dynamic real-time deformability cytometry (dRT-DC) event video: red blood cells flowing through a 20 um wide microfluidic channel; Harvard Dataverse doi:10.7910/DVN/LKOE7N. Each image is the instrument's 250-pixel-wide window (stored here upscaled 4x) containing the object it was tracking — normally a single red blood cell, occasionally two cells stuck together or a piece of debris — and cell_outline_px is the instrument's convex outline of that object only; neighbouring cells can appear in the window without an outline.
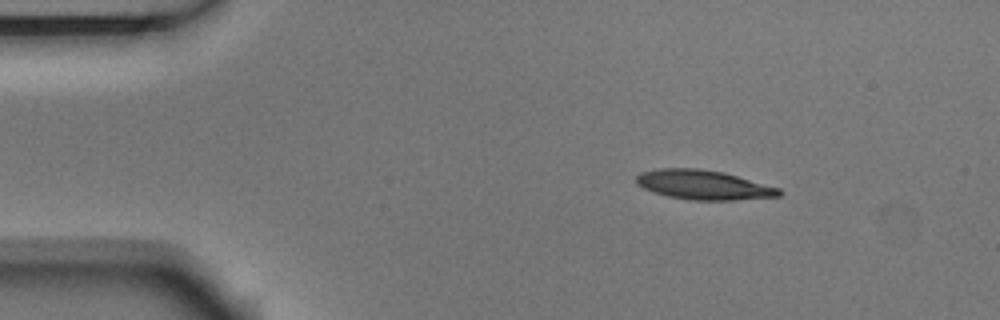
{"species": "Egyptian fruit bat (a non-hibernating species)", "species_latin": "Rousettus aegyptiacus", "temperature_condition": "room temperature", "stored_images_in_passage": 47, "camera_frame_rate_fps": 3000, "um_per_image_px": 0.085, "animal": {"sex": "male"}, "frame": {"image": 1, "passage_image": 1, "time_ms": 0.0, "image_size_px": [1000, 320], "cell_outline_px": [[784, 192], [780, 196], [736, 200], [692, 200], [668, 196], [652, 192], [636, 184], [636, 176], [640, 172], [660, 168], [700, 168], [720, 172], [736, 176], [780, 188]], "centroid_in_image_um": [59.78, 15.72], "position_along_channel_um": 25.2, "area_um2": 24.45}}
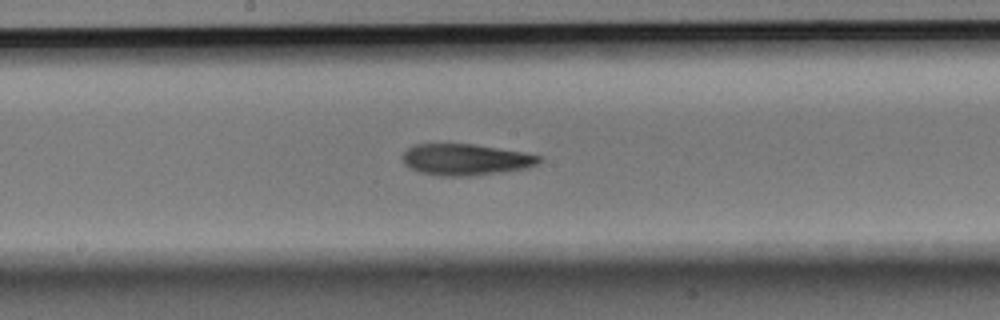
{"frame": {"image": 2, "passage_image": 21, "time_ms": 6.667, "image_size_px": [1000, 320], "cell_outline_px": [[540, 160], [536, 164], [528, 168], [472, 176], [436, 176], [420, 172], [404, 164], [404, 152], [408, 148], [416, 144], [476, 144], [520, 152], [540, 156]], "centroid_in_image_um": [39.56, 13.57], "position_along_channel_um": 208.6, "area_um2": 24.68}}
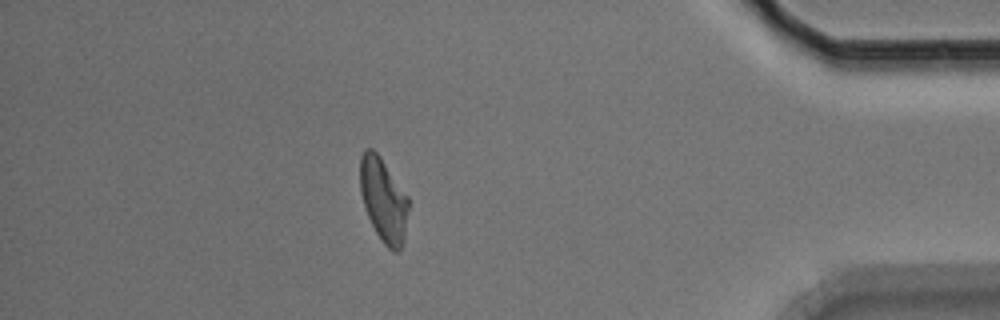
{"frame": {"image": 3, "passage_image": 40, "time_ms": 13.0, "image_size_px": [1000, 320], "cell_outline_px": [[408, 208], [404, 240], [400, 248], [396, 252], [392, 252], [384, 244], [376, 232], [368, 216], [360, 192], [360, 156], [364, 148], [372, 148], [380, 156], [408, 196]], "centroid_in_image_um": [32.59, 16.97], "position_along_channel_um": 402.6, "area_um2": 23.52}, "authors_computed_cell_mechanics": {"area_um2": 24.5072, "velocity_mm_per_s": 3.7256, "shape_relaxation_time_tau1_ms": 9.3286, "shape_relaxation_time_tau2_ms": 5.9566, "deformation_change_tau1": 0.2199, "deformation_change_tau2": 0.1521}}